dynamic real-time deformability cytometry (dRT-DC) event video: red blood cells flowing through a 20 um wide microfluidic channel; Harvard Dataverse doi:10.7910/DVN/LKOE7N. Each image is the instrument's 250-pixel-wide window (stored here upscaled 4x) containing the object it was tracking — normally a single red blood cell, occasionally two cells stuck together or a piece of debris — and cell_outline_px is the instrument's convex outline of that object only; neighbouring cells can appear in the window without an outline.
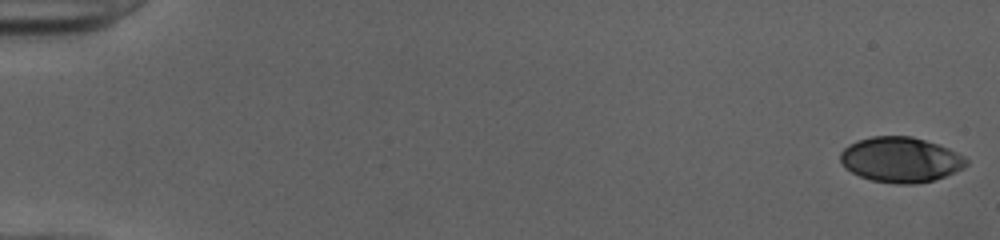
{"species": "human", "species_latin": "Homo sapiens", "temperature_condition": "cold", "stored_images_in_passage": 52, "camera_frame_rate_fps": 3000, "um_per_image_px": 0.085, "donor": {"sex": "female"}, "frame": {"image": 1, "passage_image": 1, "time_ms": 0.0, "image_size_px": [1000, 240], "cell_outline_px": [[968, 164], [964, 168], [944, 176], [932, 180], [916, 184], [896, 184], [872, 180], [860, 176], [844, 168], [840, 160], [840, 152], [848, 144], [856, 140], [872, 136], [912, 136], [948, 148], [964, 156], [968, 160]], "centroid_in_image_um": [76.52, 13.57], "position_along_channel_um": 8.5, "area_um2": 33.23}}
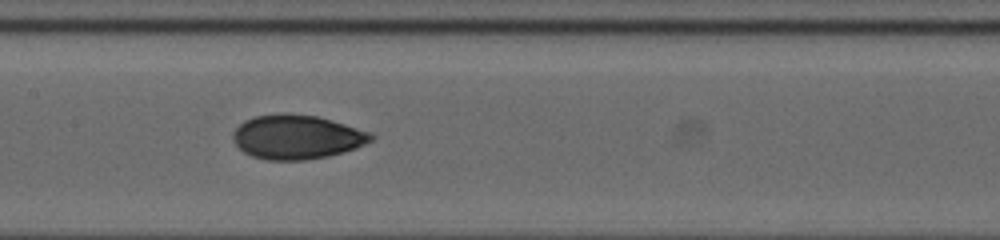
{"frame": {"image": 2, "passage_image": 27, "time_ms": 8.667, "image_size_px": [1000, 240], "cell_outline_px": [[376, 136], [372, 140], [356, 148], [344, 152], [328, 156], [308, 160], [268, 160], [252, 156], [244, 152], [232, 140], [232, 132], [244, 120], [256, 116], [280, 112], [288, 112], [316, 116], [332, 120], [372, 132]], "centroid_in_image_um": [25.24, 11.63], "position_along_channel_um": 182.2, "area_um2": 35.95}}
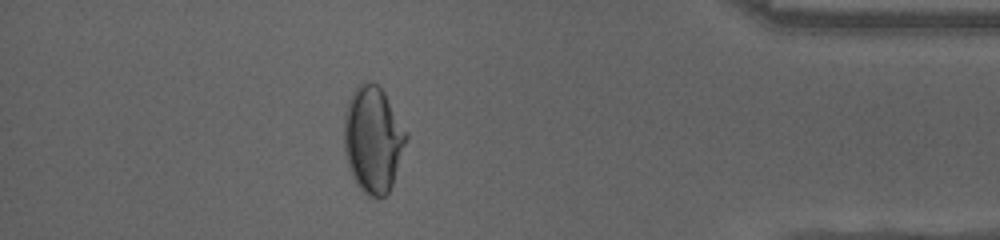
{"frame": {"image": 3, "passage_image": 46, "time_ms": 15.0, "image_size_px": [1000, 240], "cell_outline_px": [[408, 140], [392, 184], [388, 192], [384, 196], [368, 196], [356, 184], [348, 168], [344, 152], [344, 112], [348, 100], [352, 92], [364, 80], [376, 84], [384, 92], [408, 132]], "centroid_in_image_um": [31.7, 11.84], "position_along_channel_um": 403.5, "area_um2": 38.78}, "authors_computed_cell_mechanics": {"area_um2": 34.7667, "velocity_mm_per_s": 4.0391, "shape_relaxation_time_tau1_ms": 5.6689, "shape_relaxation_time_tau2_ms": 1.5552, "deformation_change_tau1": 0.1768, "deformation_change_tau2": 0.0496}}